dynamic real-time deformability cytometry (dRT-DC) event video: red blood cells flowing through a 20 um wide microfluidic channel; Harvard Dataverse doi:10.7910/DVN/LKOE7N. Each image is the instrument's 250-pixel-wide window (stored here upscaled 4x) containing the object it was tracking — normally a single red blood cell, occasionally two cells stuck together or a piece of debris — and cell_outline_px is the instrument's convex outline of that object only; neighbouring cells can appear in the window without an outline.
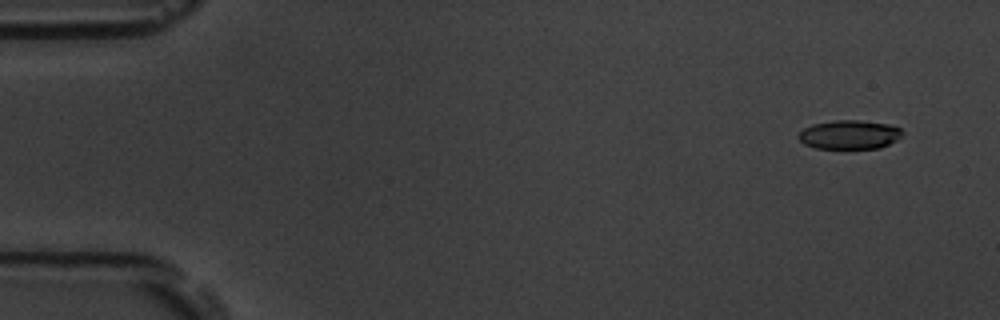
{"species": "common noctule bat (a hibernating species)", "species_latin": "Nyctalus noctula", "temperature_condition": "room temperature", "stored_images_in_passage": 56, "camera_frame_rate_fps": 3000, "um_per_image_px": 0.085, "animal": {"sex": "male", "body_mass_g": 19.5, "forearm_length_mm": 54.6}, "frame": {"image": 1, "passage_image": 3, "time_ms": 0.667, "image_size_px": [1000, 320], "cell_outline_px": [[904, 132], [896, 140], [880, 148], [816, 148], [804, 144], [796, 136], [804, 128], [812, 124], [836, 120], [860, 120], [888, 124], [900, 128]], "centroid_in_image_um": [72.19, 11.44], "position_along_channel_um": 12.8, "area_um2": 17.46}}
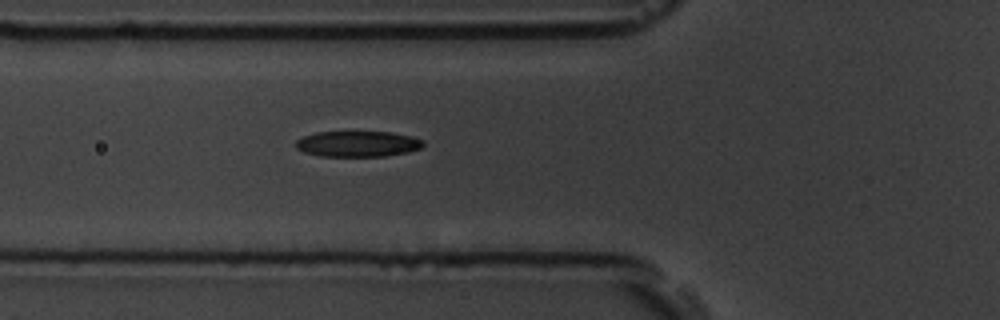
{"frame": {"image": 2, "passage_image": 20, "time_ms": 6.333, "image_size_px": [1000, 320], "cell_outline_px": [[424, 144], [420, 148], [408, 152], [384, 156], [320, 156], [304, 152], [296, 148], [296, 140], [304, 136], [316, 132], [392, 132], [412, 136], [424, 140]], "centroid_in_image_um": [30.42, 12.23], "position_along_channel_um": 95.4, "area_um2": 19.13}}
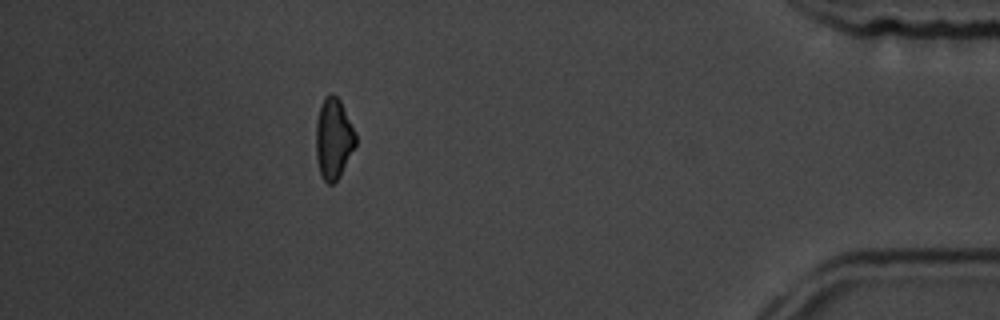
{"frame": {"image": 3, "passage_image": 50, "time_ms": 16.333, "image_size_px": [1000, 320], "cell_outline_px": [[356, 144], [340, 176], [332, 184], [328, 184], [324, 180], [320, 172], [316, 156], [316, 120], [324, 96], [328, 92], [332, 92], [340, 100], [356, 136]], "centroid_in_image_um": [28.33, 11.76], "position_along_channel_um": 406.9, "area_um2": 18.5}, "authors_computed_cell_mechanics": {"area_um2": 19.1318, "velocity_mm_per_s": 3.6242, "shape_relaxation_time_tau1_ms": 4.7702, "shape_relaxation_time_tau2_ms": 5.1757, "deformation_change_tau1": 0.1319, "deformation_change_tau2": 0.1129}}